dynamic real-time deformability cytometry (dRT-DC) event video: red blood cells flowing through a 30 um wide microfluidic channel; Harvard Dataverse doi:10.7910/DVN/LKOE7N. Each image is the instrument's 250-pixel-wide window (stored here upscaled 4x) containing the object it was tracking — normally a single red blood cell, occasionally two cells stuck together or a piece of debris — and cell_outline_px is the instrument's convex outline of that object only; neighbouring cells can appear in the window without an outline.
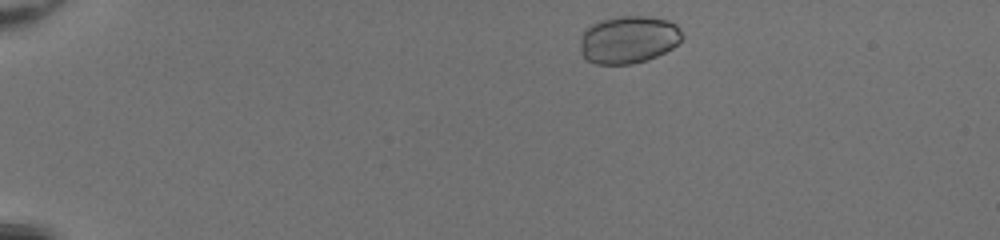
{"species": "common noctule bat (a hibernating species)", "species_latin": "Nyctalus noctula", "temperature_condition": "room temperature", "stored_images_in_passage": 42, "camera_frame_rate_fps": 3000, "um_per_image_px": 0.085, "animal": {"sex": "female", "body_mass_g": 20.0, "forearm_length_mm": 54.0}, "frame": {"image": 1, "passage_image": 2, "time_ms": 0.333, "image_size_px": [1000, 240], "cell_outline_px": [[684, 36], [672, 48], [648, 60], [632, 64], [596, 64], [588, 60], [580, 52], [580, 36], [592, 24], [600, 20], [620, 16], [644, 16], [668, 20], [676, 24]], "centroid_in_image_um": [53.41, 3.37], "position_along_channel_um": 31.6, "area_um2": 28.26}}
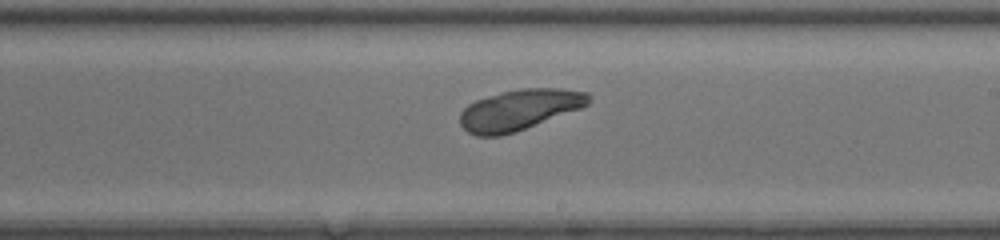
{"frame": {"image": 2, "passage_image": 24, "time_ms": 7.667, "image_size_px": [1000, 240], "cell_outline_px": [[592, 100], [588, 104], [580, 108], [524, 128], [500, 136], [476, 136], [468, 132], [460, 124], [460, 112], [468, 104], [476, 100], [488, 96], [520, 88], [560, 88], [588, 92], [592, 96]], "centroid_in_image_um": [44.14, 9.32], "position_along_channel_um": 244.9, "area_um2": 30.17}}
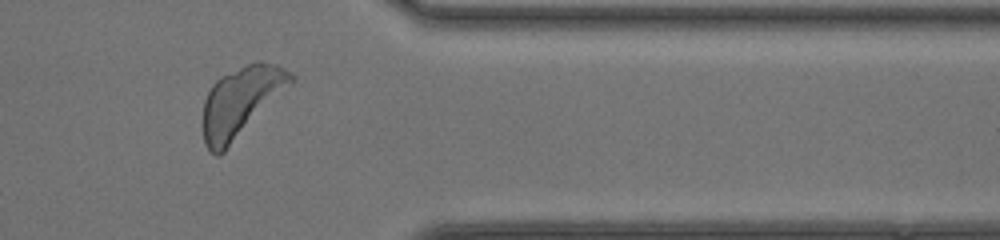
{"frame": {"image": 3, "passage_image": 35, "time_ms": 11.333, "image_size_px": [1000, 240], "cell_outline_px": [[296, 80], [220, 156], [216, 156], [204, 144], [204, 100], [212, 84], [220, 76], [256, 60], [260, 60], [276, 64], [292, 72], [296, 76]], "centroid_in_image_um": [20.52, 8.62], "position_along_channel_um": 390.9, "area_um2": 35.78}}